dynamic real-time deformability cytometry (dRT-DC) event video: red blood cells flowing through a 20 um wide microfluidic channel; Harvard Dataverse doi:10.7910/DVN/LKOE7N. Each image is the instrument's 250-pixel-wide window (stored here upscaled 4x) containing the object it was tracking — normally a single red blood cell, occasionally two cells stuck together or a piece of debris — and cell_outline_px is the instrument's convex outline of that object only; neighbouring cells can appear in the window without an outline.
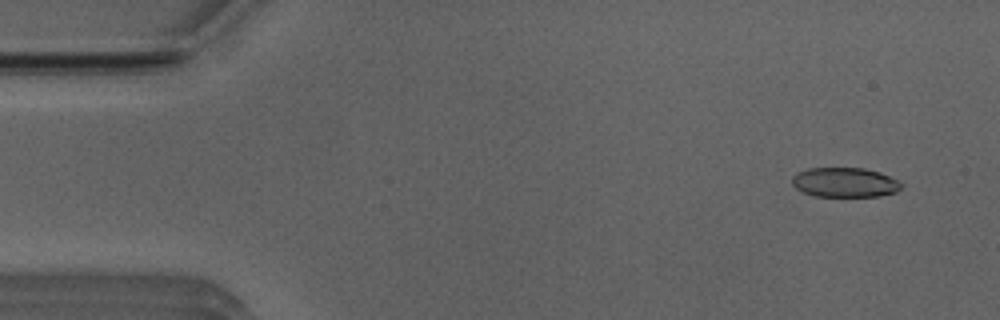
{"species": "Egyptian fruit bat (a non-hibernating species)", "species_latin": "Rousettus aegyptiacus", "temperature_condition": "room temperature", "stored_images_in_passage": 10, "camera_frame_rate_fps": 3000, "um_per_image_px": 0.085, "animal": {"sex": "male"}, "frame": {"image": 1, "passage_image": 4, "time_ms": 1.0, "image_size_px": [1000, 320], "cell_outline_px": [[904, 184], [896, 192], [880, 196], [816, 196], [804, 192], [796, 188], [792, 184], [792, 176], [796, 172], [808, 168], [864, 168], [880, 172]], "centroid_in_image_um": [71.79, 15.5], "position_along_channel_um": 13.2, "area_um2": 18.84}}